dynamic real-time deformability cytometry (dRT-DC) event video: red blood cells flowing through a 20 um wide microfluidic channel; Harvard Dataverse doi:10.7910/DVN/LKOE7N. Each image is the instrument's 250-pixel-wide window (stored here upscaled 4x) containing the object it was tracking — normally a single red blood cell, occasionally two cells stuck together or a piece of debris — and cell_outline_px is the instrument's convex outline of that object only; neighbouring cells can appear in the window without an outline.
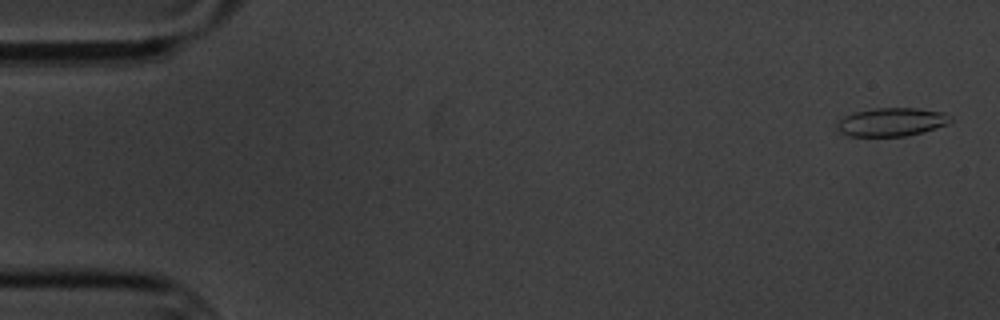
{"species": "common noctule bat (a hibernating species)", "species_latin": "Nyctalus noctula", "temperature_condition": "cold", "stored_images_in_passage": 5, "camera_frame_rate_fps": 3000, "um_per_image_px": 0.085, "animal": {"sex": "male", "body_mass_g": 20.1, "forearm_length_mm": 53.5}, "frame": {"image": 1, "passage_image": 1, "time_ms": 0.0, "image_size_px": [1000, 320], "cell_outline_px": [[952, 120], [948, 124], [924, 132], [908, 136], [848, 136], [840, 132], [836, 128], [836, 124], [844, 116], [856, 112], [872, 108], [916, 108], [944, 112], [952, 116]], "centroid_in_image_um": [75.81, 10.37], "position_along_channel_um": 9.2, "area_um2": 18.96}}